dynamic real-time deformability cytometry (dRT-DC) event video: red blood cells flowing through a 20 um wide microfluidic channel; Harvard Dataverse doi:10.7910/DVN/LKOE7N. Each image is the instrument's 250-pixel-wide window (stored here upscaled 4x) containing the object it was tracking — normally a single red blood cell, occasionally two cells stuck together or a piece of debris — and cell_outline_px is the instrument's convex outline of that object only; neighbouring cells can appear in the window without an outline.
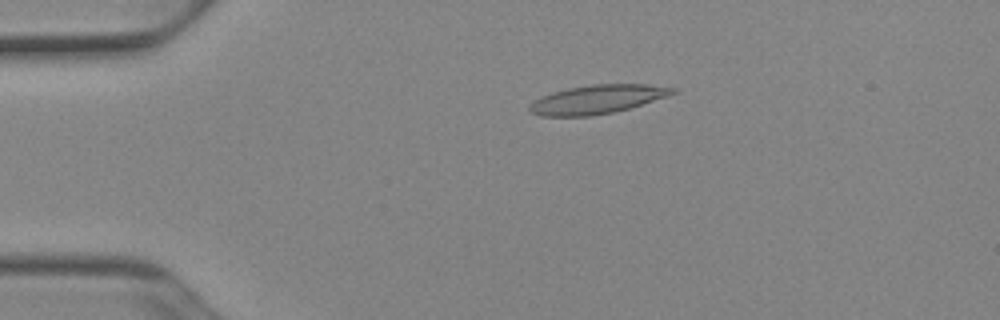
{"species": "Egyptian fruit bat (a non-hibernating species)", "species_latin": "Rousettus aegyptiacus", "temperature_condition": "cold", "stored_images_in_passage": 46, "camera_frame_rate_fps": 3000, "um_per_image_px": 0.085, "animal": {"sex": "female"}, "frame": {"image": 1, "passage_image": 5, "time_ms": 1.333, "image_size_px": [1000, 320], "cell_outline_px": [[680, 92], [668, 96], [628, 108], [612, 112], [592, 116], [540, 116], [532, 112], [528, 108], [528, 104], [540, 96], [552, 92], [568, 88], [592, 84], [648, 84], [680, 88]], "centroid_in_image_um": [50.79, 8.43], "position_along_channel_um": 34.2, "area_um2": 24.16}}
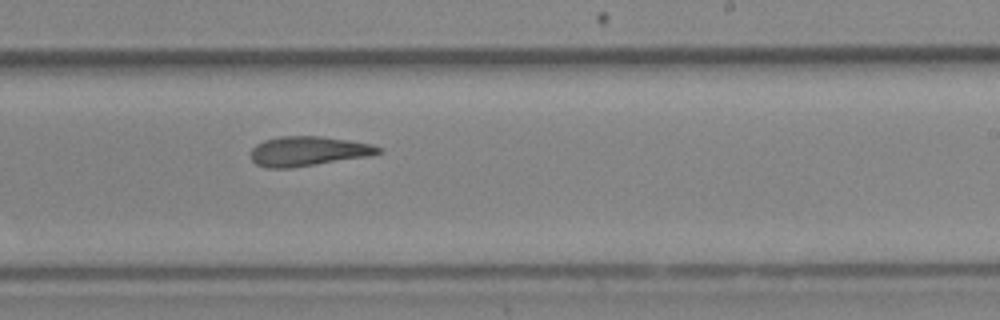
{"frame": {"image": 2, "passage_image": 26, "time_ms": 8.333, "image_size_px": [1000, 320], "cell_outline_px": [[384, 152], [368, 156], [292, 168], [264, 168], [256, 164], [252, 160], [252, 148], [256, 144], [264, 140], [280, 136], [320, 136], [348, 140], [372, 144], [384, 148]], "centroid_in_image_um": [26.21, 12.85], "position_along_channel_um": 262.8, "area_um2": 22.14}}
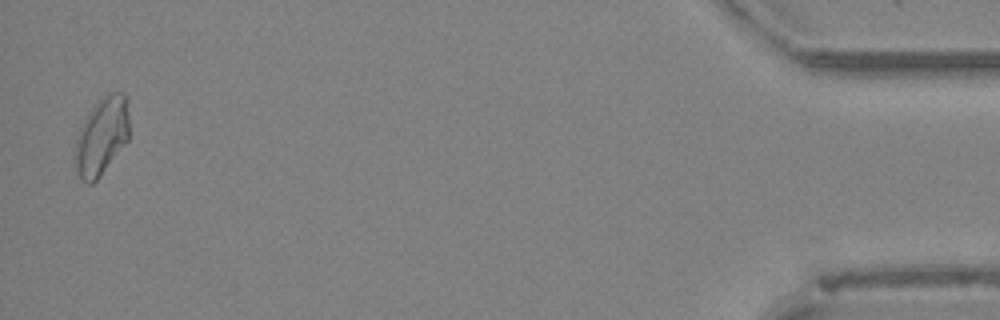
{"frame": {"image": 3, "passage_image": 45, "time_ms": 14.667, "image_size_px": [1000, 320], "cell_outline_px": [[128, 140], [100, 176], [92, 184], [88, 184], [80, 176], [72, 160], [72, 156], [76, 140], [80, 128], [88, 112], [100, 96], [112, 92], [124, 92], [128, 96]], "centroid_in_image_um": [8.63, 11.54], "position_along_channel_um": 426.6, "area_um2": 24.85}, "authors_computed_cell_mechanics": {"area_um2": 22.6287, "velocity_mm_per_s": 3.9231, "shape_relaxation_time_tau1_ms": null, "shape_relaxation_time_tau2_ms": 4.0434, "deformation_change_tau1": null, "deformation_change_tau2": 0.1338}}